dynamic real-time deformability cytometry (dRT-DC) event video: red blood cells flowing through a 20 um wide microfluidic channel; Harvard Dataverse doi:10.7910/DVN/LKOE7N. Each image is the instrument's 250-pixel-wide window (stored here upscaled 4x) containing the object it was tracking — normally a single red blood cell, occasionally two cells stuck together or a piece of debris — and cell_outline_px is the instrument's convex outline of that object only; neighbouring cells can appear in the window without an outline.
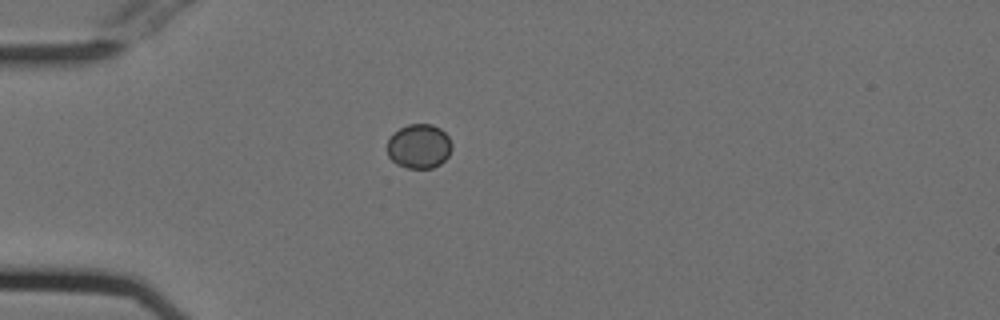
{"species": "Egyptian fruit bat (a non-hibernating species)", "species_latin": "Rousettus aegyptiacus", "temperature_condition": "cold", "stored_images_in_passage": 38, "camera_frame_rate_fps": 3000, "um_per_image_px": 0.085, "animal": {"sex": "female"}, "frame": {"image": 1, "passage_image": 1, "time_ms": 0.0, "image_size_px": [1000, 320], "cell_outline_px": [[452, 148], [448, 156], [440, 164], [432, 168], [408, 168], [396, 164], [388, 156], [388, 140], [400, 128], [408, 124], [432, 124], [440, 128], [448, 136], [452, 144]], "centroid_in_image_um": [35.64, 12.43], "position_along_channel_um": 49.4, "area_um2": 16.65}}
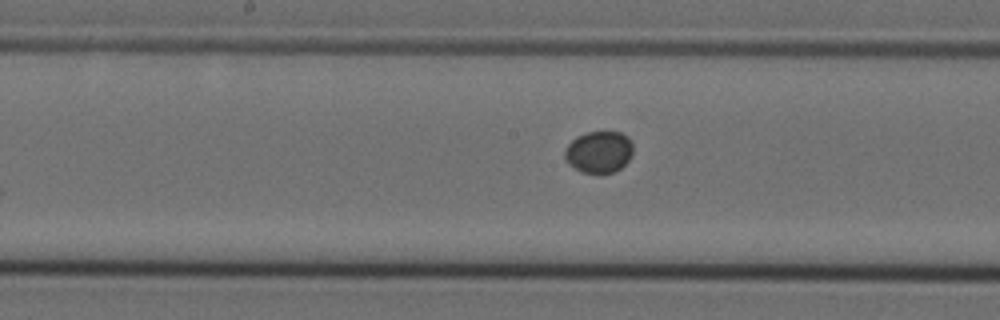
{"frame": {"image": 2, "passage_image": 14, "time_ms": 4.333, "image_size_px": [1000, 320], "cell_outline_px": [[632, 156], [616, 172], [600, 176], [580, 172], [568, 164], [564, 156], [564, 152], [568, 144], [576, 136], [588, 132], [620, 132], [628, 136], [632, 144]], "centroid_in_image_um": [50.9, 12.96], "position_along_channel_um": 197.3, "area_um2": 17.11}}
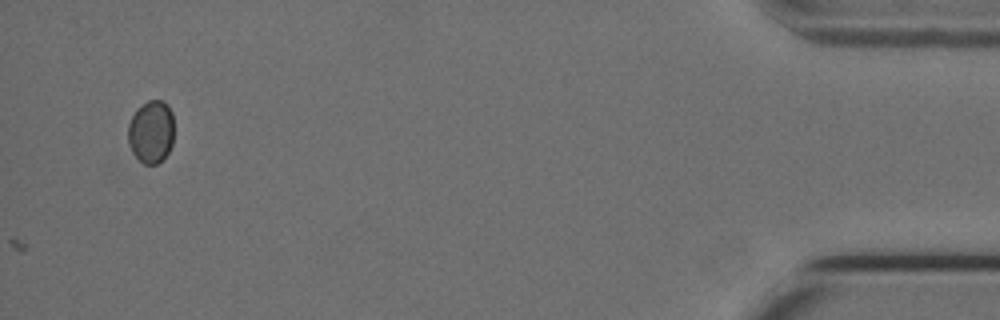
{"frame": {"image": 3, "passage_image": 38, "time_ms": 12.333, "image_size_px": [1000, 320], "cell_outline_px": [[172, 144], [168, 152], [156, 164], [144, 164], [132, 152], [128, 144], [128, 124], [132, 116], [148, 100], [164, 100], [168, 104], [172, 112]], "centroid_in_image_um": [12.84, 11.19], "position_along_channel_um": 422.4, "area_um2": 16.59}}